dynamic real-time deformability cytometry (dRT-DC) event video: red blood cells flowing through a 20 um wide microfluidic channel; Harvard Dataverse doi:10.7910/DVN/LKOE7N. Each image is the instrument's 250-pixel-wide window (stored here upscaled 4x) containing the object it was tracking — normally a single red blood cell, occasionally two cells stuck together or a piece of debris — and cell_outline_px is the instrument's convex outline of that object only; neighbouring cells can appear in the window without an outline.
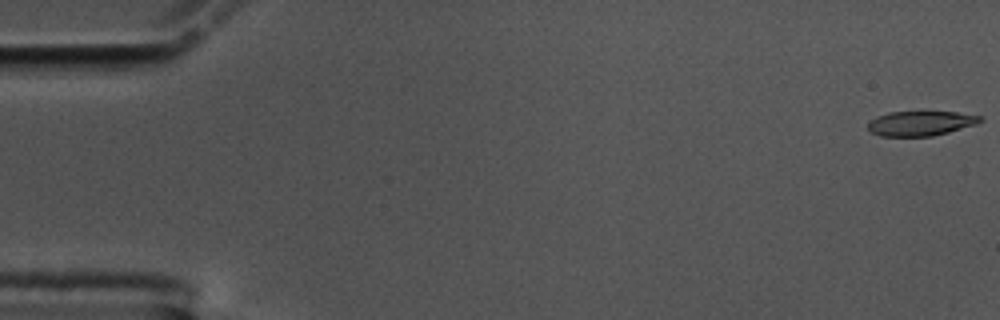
{"species": "common noctule bat (a hibernating species)", "species_latin": "Nyctalus noctula", "temperature_condition": "cold", "stored_images_in_passage": 56, "camera_frame_rate_fps": 3000, "um_per_image_px": 0.085, "animal": {"sex": "male", "body_mass_g": 17.5, "forearm_length_mm": 52.3}, "frame": {"image": 1, "passage_image": 1, "time_ms": 0.0, "image_size_px": [1000, 320], "cell_outline_px": [[984, 120], [976, 124], [948, 132], [932, 136], [880, 136], [872, 132], [868, 128], [868, 124], [872, 120], [888, 112], [956, 112], [984, 116]], "centroid_in_image_um": [78.31, 10.48], "position_along_channel_um": 6.7, "area_um2": 16.01}}
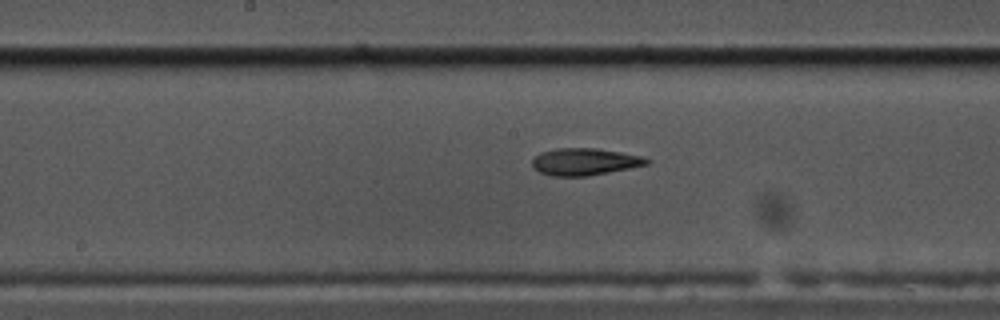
{"frame": {"image": 2, "passage_image": 29, "time_ms": 9.333, "image_size_px": [1000, 320], "cell_outline_px": [[652, 160], [648, 164], [588, 176], [552, 176], [540, 172], [532, 168], [532, 160], [540, 152], [556, 148], [596, 148], [620, 152], [640, 156]], "centroid_in_image_um": [49.66, 13.74], "position_along_channel_um": 198.5, "area_um2": 17.98}}
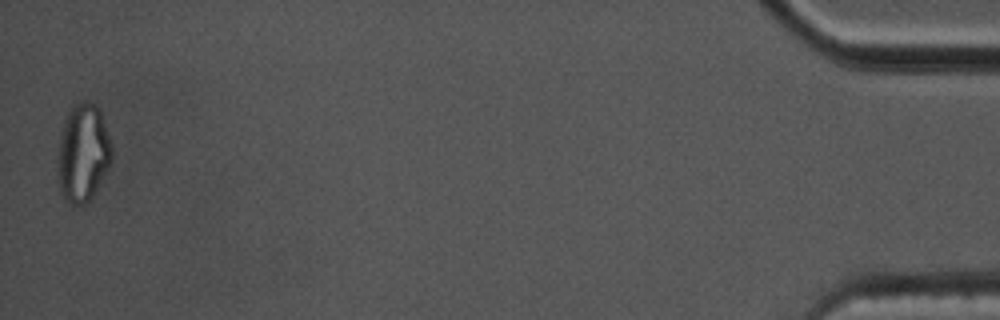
{"frame": {"image": 3, "passage_image": 56, "time_ms": 18.333, "image_size_px": [1000, 320], "cell_outline_px": [[112, 160], [108, 168], [92, 196], [84, 204], [72, 208], [64, 200], [60, 188], [60, 140], [64, 120], [68, 112], [80, 100], [84, 100], [96, 104], [100, 112], [112, 144]], "centroid_in_image_um": [7.08, 13.01], "position_along_channel_um": 428.1, "area_um2": 30.35}, "authors_computed_cell_mechanics": {"area_um2": 17.9758, "velocity_mm_per_s": 3.5834, "shape_relaxation_time_tau1_ms": 5.1524, "shape_relaxation_time_tau2_ms": 4.8903, "deformation_change_tau1": 0.2137, "deformation_change_tau2": 0.1643}}